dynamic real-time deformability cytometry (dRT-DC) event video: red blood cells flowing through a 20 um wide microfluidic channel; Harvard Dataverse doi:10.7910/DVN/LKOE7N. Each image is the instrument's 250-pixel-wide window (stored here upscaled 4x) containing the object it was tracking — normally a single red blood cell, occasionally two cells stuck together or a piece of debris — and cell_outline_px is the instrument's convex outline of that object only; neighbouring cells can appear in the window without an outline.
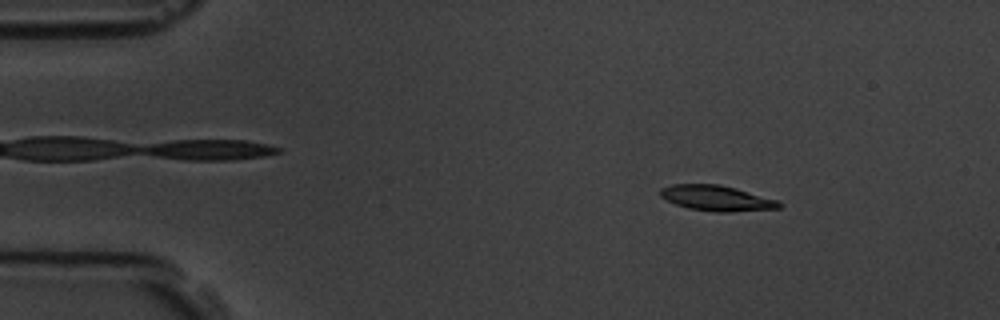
{"species": "common noctule bat (a hibernating species)", "species_latin": "Nyctalus noctula", "temperature_condition": "room temperature", "stored_images_in_passage": 4, "camera_frame_rate_fps": 3000, "um_per_image_px": 0.085, "animal": {"sex": "male", "body_mass_g": 19.5, "forearm_length_mm": 54.6}, "frame": {"image": 1, "passage_image": 2, "time_ms": 1.0, "image_size_px": [1000, 320], "cell_outline_px": [[784, 204], [780, 208], [728, 212], [716, 212], [688, 208], [676, 204], [660, 196], [660, 188], [672, 184], [720, 184], [736, 188], [776, 200]], "centroid_in_image_um": [60.9, 16.84], "position_along_channel_um": 24.1, "area_um2": 17.51}}